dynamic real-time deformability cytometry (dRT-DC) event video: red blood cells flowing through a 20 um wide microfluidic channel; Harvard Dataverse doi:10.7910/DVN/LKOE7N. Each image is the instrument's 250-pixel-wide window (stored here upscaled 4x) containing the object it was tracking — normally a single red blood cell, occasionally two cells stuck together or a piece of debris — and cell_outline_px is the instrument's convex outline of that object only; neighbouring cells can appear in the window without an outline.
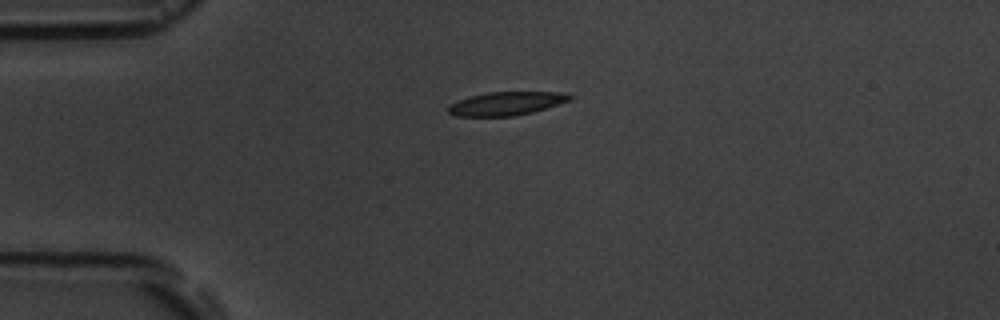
{"species": "common noctule bat (a hibernating species)", "species_latin": "Nyctalus noctula", "temperature_condition": "room temperature", "stored_images_in_passage": 7, "camera_frame_rate_fps": 3000, "um_per_image_px": 0.085, "animal": {"sex": "male", "body_mass_g": 19.5, "forearm_length_mm": 54.6}, "frame": {"image": 1, "passage_image": 1, "time_ms": 0.0, "image_size_px": [1000, 320], "cell_outline_px": [[576, 96], [572, 100], [532, 112], [516, 116], [456, 116], [448, 112], [448, 104], [456, 100], [468, 96], [488, 92], [560, 92]], "centroid_in_image_um": [43.03, 8.79], "position_along_channel_um": 42.0, "area_um2": 16.82}}
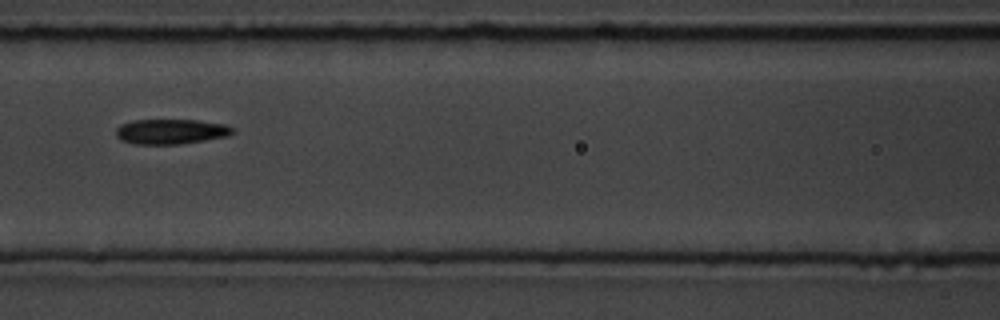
{"frame": {"image": 2, "passage_image": 4, "time_ms": 3.667, "image_size_px": [1000, 320], "cell_outline_px": [[236, 132], [228, 136], [204, 140], [176, 144], [136, 144], [120, 140], [116, 136], [116, 128], [120, 124], [132, 120], [196, 120], [228, 124], [236, 128]], "centroid_in_image_um": [14.56, 11.17], "position_along_channel_um": 152.0, "area_um2": 17.22}}
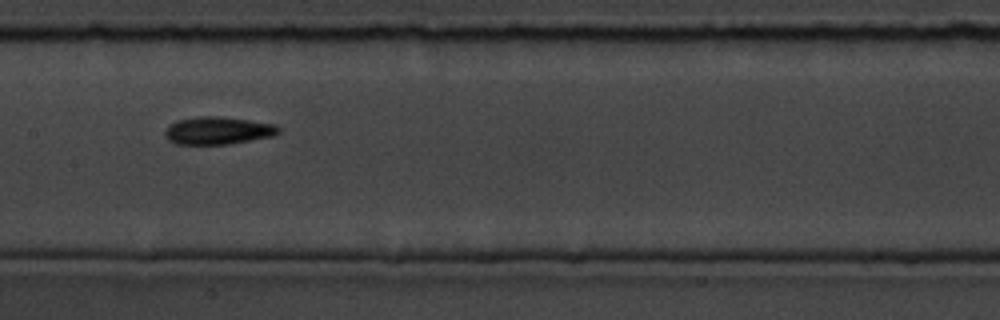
{"frame": {"image": 3, "passage_image": 5, "time_ms": 4.667, "image_size_px": [1000, 320], "cell_outline_px": [[280, 132], [272, 136], [228, 144], [176, 144], [168, 140], [164, 136], [164, 132], [168, 124], [176, 120], [200, 116], [216, 116], [248, 120], [276, 124], [280, 128]], "centroid_in_image_um": [18.48, 11.09], "position_along_channel_um": 188.9, "area_um2": 18.32}}